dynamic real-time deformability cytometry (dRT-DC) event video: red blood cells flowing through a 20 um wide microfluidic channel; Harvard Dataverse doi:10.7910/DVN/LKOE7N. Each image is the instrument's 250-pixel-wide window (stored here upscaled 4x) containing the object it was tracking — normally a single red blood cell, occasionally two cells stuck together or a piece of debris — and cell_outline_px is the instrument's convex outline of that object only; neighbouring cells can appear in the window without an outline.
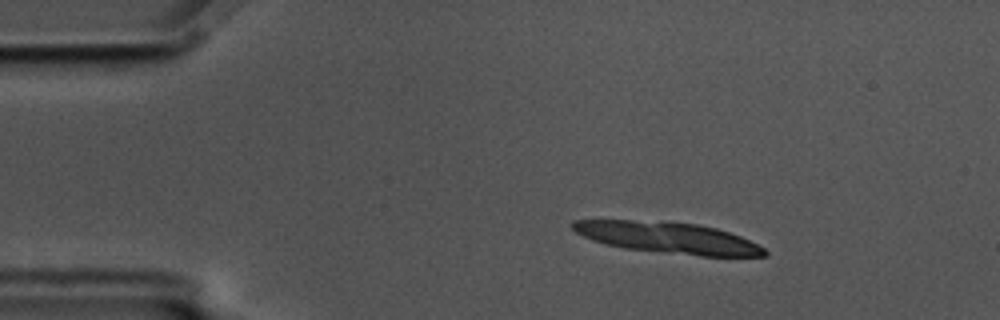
{"species": "common noctule bat (a hibernating species)", "species_latin": "Nyctalus noctula", "temperature_condition": "cold", "stored_images_in_passage": 14, "camera_frame_rate_fps": 3000, "um_per_image_px": 0.085, "animal": {"sex": "male", "body_mass_g": 17.5, "forearm_length_mm": 52.3}, "frame": {"image": 1, "passage_image": 7, "time_ms": 2.0, "image_size_px": [1000, 320], "cell_outline_px": [[768, 256], [700, 256], [660, 252], [624, 248], [592, 240], [576, 232], [572, 228], [572, 220], [664, 220], [696, 224], [716, 228], [740, 236], [764, 248], [768, 252]], "centroid_in_image_um": [56.78, 20.2], "position_along_channel_um": 28.2, "area_um2": 34.91}}